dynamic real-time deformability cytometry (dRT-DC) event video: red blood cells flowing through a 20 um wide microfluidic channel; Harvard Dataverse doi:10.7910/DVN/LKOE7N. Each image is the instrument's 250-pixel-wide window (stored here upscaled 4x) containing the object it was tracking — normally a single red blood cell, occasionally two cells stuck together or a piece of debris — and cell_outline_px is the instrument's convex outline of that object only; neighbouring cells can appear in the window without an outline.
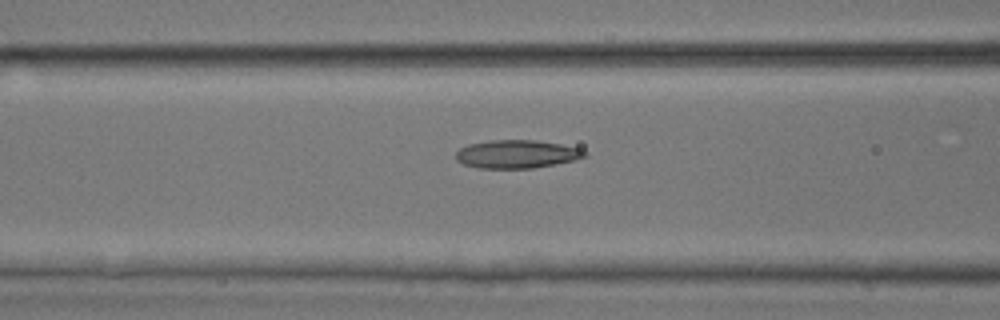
{"species": "common noctule bat (a hibernating species)", "species_latin": "Nyctalus noctula", "temperature_condition": "room temperature", "stored_images_in_passage": 48, "camera_frame_rate_fps": 3000, "um_per_image_px": 0.085, "animal": {"sex": "male", "body_mass_g": 17.9, "forearm_length_mm": 54.2}, "frame": {"image": 1, "passage_image": 20, "time_ms": 6.333, "image_size_px": [1000, 320], "cell_outline_px": [[588, 156], [576, 160], [556, 164], [532, 168], [476, 168], [464, 164], [456, 160], [456, 152], [460, 148], [468, 144], [488, 140], [536, 140], [560, 144], [580, 148], [588, 152]], "centroid_in_image_um": [43.95, 13.1], "position_along_channel_um": 122.7, "area_um2": 21.39}}
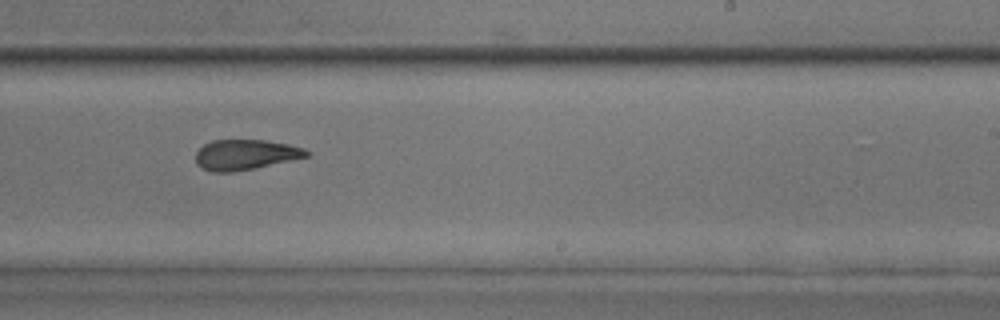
{"frame": {"image": 2, "passage_image": 30, "time_ms": 9.667, "image_size_px": [1000, 320], "cell_outline_px": [[308, 156], [256, 168], [232, 172], [212, 172], [200, 168], [196, 164], [196, 152], [204, 144], [212, 140], [264, 140], [288, 144], [304, 148], [308, 152]], "centroid_in_image_um": [20.81, 13.15], "position_along_channel_um": 268.2, "area_um2": 19.54}}
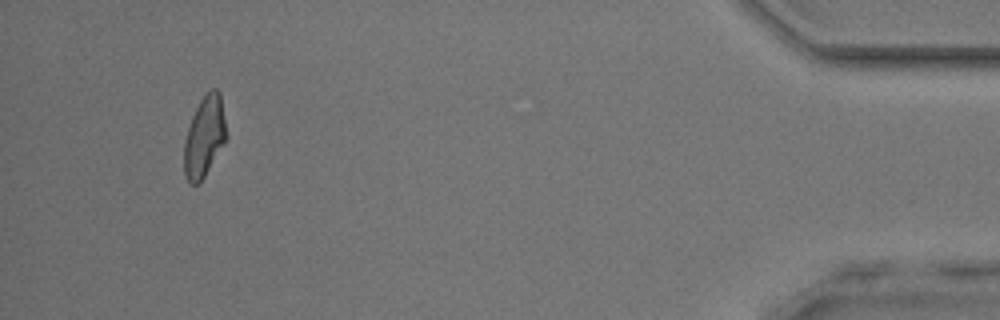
{"frame": {"image": 3, "passage_image": 45, "time_ms": 14.667, "image_size_px": [1000, 320], "cell_outline_px": [[228, 136], [224, 144], [204, 176], [196, 184], [188, 184], [184, 176], [184, 140], [192, 116], [200, 100], [212, 88], [216, 88], [220, 92]], "centroid_in_image_um": [17.38, 11.61], "position_along_channel_um": 417.8, "area_um2": 19.88}}